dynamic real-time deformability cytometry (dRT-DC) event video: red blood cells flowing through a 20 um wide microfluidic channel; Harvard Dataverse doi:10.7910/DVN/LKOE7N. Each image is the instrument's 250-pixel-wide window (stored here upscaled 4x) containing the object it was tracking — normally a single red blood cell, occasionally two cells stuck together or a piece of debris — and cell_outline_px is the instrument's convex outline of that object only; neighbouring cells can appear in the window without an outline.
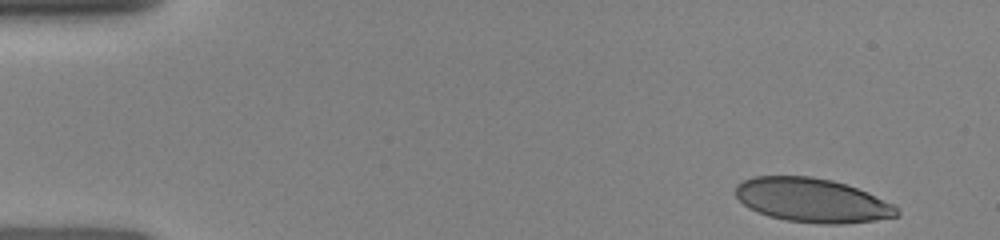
{"species": "human", "species_latin": "Homo sapiens", "temperature_condition": "room temperature", "stored_images_in_passage": 33, "camera_frame_rate_fps": 3000, "um_per_image_px": 0.085, "donor": {"sex": "female"}, "frame": {"image": 1, "passage_image": 1, "time_ms": 0.0, "image_size_px": [1000, 240], "cell_outline_px": [[900, 216], [876, 220], [840, 224], [820, 224], [784, 220], [768, 216], [748, 208], [736, 196], [736, 184], [752, 176], [812, 176], [832, 180], [868, 192], [896, 204], [900, 212]], "centroid_in_image_um": [69.06, 17.03], "position_along_channel_um": 15.9, "area_um2": 41.73}}
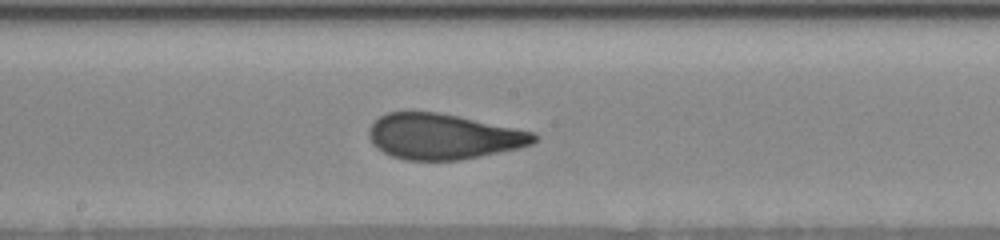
{"frame": {"image": 2, "passage_image": 19, "time_ms": 7.333, "image_size_px": [1000, 240], "cell_outline_px": [[540, 136], [532, 144], [520, 148], [460, 160], [404, 160], [392, 156], [376, 148], [368, 136], [368, 128], [380, 116], [388, 112], [436, 112], [536, 132]], "centroid_in_image_um": [37.68, 11.61], "position_along_channel_um": 210.5, "area_um2": 43.7}}
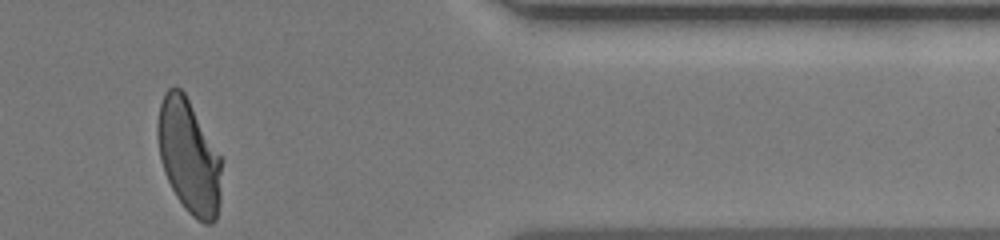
{"frame": {"image": 3, "passage_image": 33, "time_ms": 12.333, "image_size_px": [1000, 240], "cell_outline_px": [[224, 160], [220, 204], [216, 220], [212, 224], [204, 224], [192, 216], [184, 208], [176, 196], [164, 172], [160, 160], [156, 136], [156, 124], [160, 104], [164, 92], [168, 88], [180, 88], [184, 92]], "centroid_in_image_um": [16.08, 13.33], "position_along_channel_um": 395.3, "area_um2": 43.41}}